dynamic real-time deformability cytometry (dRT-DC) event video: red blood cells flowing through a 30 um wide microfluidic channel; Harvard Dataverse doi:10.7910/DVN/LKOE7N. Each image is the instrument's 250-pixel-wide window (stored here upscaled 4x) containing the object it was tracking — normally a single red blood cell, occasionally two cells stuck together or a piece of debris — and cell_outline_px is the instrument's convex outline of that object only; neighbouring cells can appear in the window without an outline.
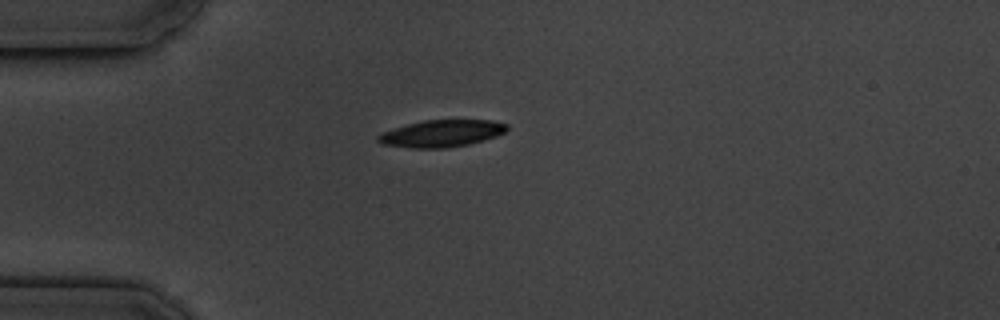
{"species": "common noctule bat (a hibernating species)", "species_latin": "Nyctalus noctula", "temperature_condition": "cold", "stored_images_in_passage": 2, "camera_frame_rate_fps": 3000, "um_per_image_px": 0.085, "animal": {"sex": "male", "body_mass_g": 19.5, "forearm_length_mm": 54.6}, "frame": {"image": 1, "passage_image": 1, "time_ms": 0.0, "image_size_px": [1000, 320], "cell_outline_px": [[508, 128], [504, 132], [496, 136], [468, 144], [444, 148], [412, 148], [380, 144], [376, 140], [376, 136], [380, 132], [408, 124], [424, 120], [492, 120], [508, 124]], "centroid_in_image_um": [37.48, 11.34], "position_along_channel_um": 47.5, "area_um2": 20.29}}